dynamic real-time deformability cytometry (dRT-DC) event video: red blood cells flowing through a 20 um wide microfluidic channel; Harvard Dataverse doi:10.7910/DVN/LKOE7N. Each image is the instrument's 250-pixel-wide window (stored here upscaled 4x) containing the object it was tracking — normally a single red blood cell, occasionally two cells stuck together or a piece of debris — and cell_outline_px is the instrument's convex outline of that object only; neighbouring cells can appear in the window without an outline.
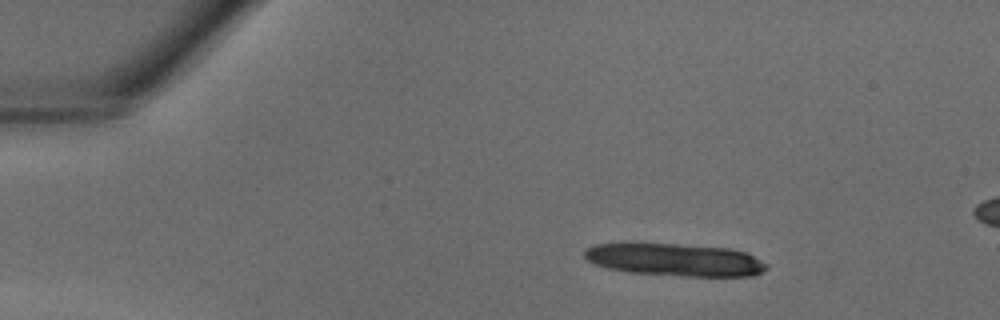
{"species": "common noctule bat (a hibernating species)", "species_latin": "Nyctalus noctula", "temperature_condition": "warm", "stored_images_in_passage": 20, "camera_frame_rate_fps": 3000, "um_per_image_px": 0.085, "animal": {"sex": "male", "body_mass_g": 18.8}, "frame": {"image": 1, "passage_image": 1, "time_ms": 0.0, "image_size_px": [1000, 320], "cell_outline_px": [[768, 268], [764, 272], [752, 276], [688, 276], [628, 272], [608, 268], [596, 264], [588, 260], [584, 256], [584, 252], [592, 244], [624, 240], [732, 248], [744, 252], [768, 264]], "centroid_in_image_um": [57.29, 22.03], "position_along_channel_um": 27.7, "area_um2": 35.55}}
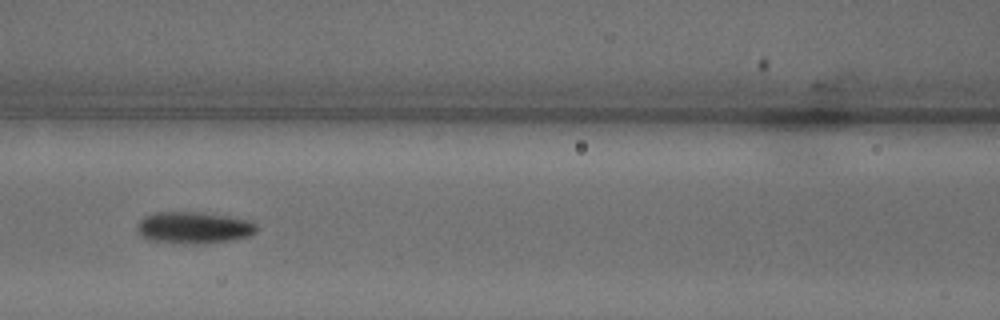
{"frame": {"image": 2, "passage_image": 13, "time_ms": 4.0, "image_size_px": [1000, 320], "cell_outline_px": [[256, 232], [248, 236], [232, 240], [204, 244], [192, 244], [148, 240], [140, 236], [136, 228], [140, 220], [144, 216], [156, 212], [200, 212], [228, 216], [252, 220], [256, 224]], "centroid_in_image_um": [16.47, 19.35], "position_along_channel_um": 150.1, "area_um2": 22.31}}
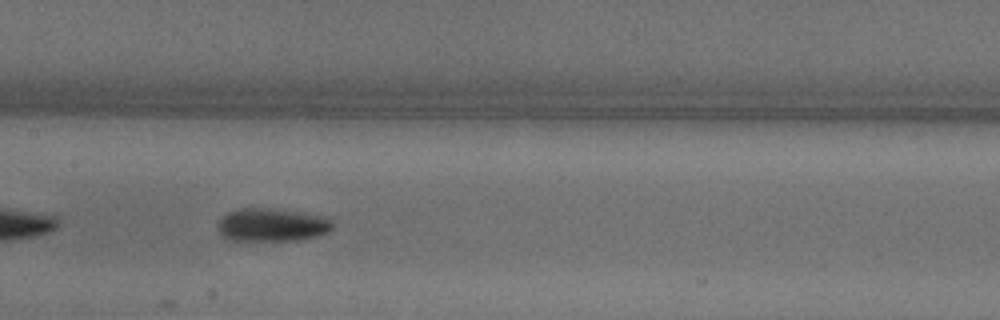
{"frame": {"image": 3, "passage_image": 15, "time_ms": 4.667, "image_size_px": [1000, 320], "cell_outline_px": [[332, 228], [328, 232], [320, 236], [300, 240], [228, 240], [216, 228], [216, 224], [228, 212], [240, 208], [272, 208], [320, 216], [332, 220]], "centroid_in_image_um": [23.1, 19.12], "position_along_channel_um": 184.3, "area_um2": 22.08}}